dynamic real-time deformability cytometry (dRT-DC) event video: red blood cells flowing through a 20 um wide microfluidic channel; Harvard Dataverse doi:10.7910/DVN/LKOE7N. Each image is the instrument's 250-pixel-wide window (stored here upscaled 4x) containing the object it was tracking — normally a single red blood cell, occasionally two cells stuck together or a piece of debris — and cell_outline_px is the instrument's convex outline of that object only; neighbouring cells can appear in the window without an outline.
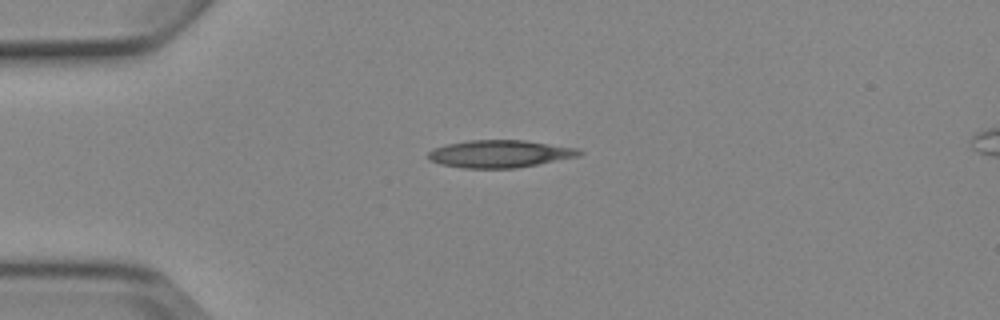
{"species": "Egyptian fruit bat (a non-hibernating species)", "species_latin": "Rousettus aegyptiacus", "temperature_condition": "cold", "stored_images_in_passage": 5, "camera_frame_rate_fps": 3000, "um_per_image_px": 0.085, "animal": {"sex": "female"}, "frame": {"image": 1, "passage_image": 3, "time_ms": 2.333, "image_size_px": [1000, 320], "cell_outline_px": [[584, 152], [580, 156], [516, 168], [464, 168], [440, 164], [428, 160], [428, 152], [432, 148], [448, 144], [468, 140], [524, 140], [576, 148]], "centroid_in_image_um": [42.45, 13.07], "position_along_channel_um": 42.5, "area_um2": 24.16}}